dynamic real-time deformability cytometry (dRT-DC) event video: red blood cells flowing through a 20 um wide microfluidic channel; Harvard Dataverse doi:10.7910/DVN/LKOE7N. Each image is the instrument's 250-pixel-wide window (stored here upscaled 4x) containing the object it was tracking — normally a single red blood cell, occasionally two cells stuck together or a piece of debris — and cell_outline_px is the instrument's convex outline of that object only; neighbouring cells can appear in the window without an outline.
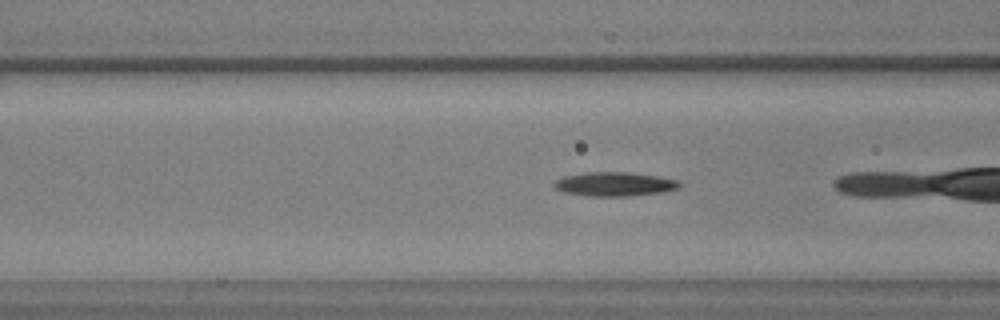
{"species": "common noctule bat (a hibernating species)", "species_latin": "Nyctalus noctula", "temperature_condition": "warm", "stored_images_in_passage": 24, "camera_frame_rate_fps": 3000, "um_per_image_px": 0.085, "animal": {"sex": "male", "body_mass_g": 17.9, "forearm_length_mm": 54.2}, "frame": {"image": 1, "passage_image": 4, "time_ms": 1.0, "image_size_px": [1000, 320], "cell_outline_px": [[680, 184], [676, 188], [664, 192], [628, 196], [588, 196], [564, 192], [552, 188], [552, 184], [556, 180], [564, 176], [588, 172], [628, 172], [656, 176], [680, 180]], "centroid_in_image_um": [52.19, 15.65], "position_along_channel_um": 114.4, "area_um2": 17.57}}
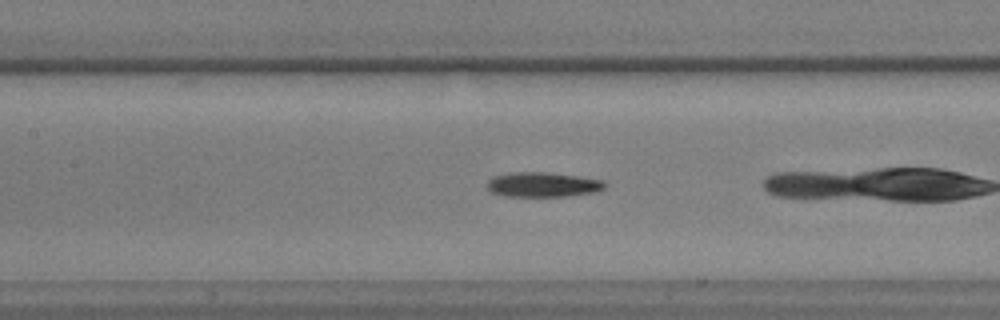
{"frame": {"image": 2, "passage_image": 8, "time_ms": 2.333, "image_size_px": [1000, 320], "cell_outline_px": [[608, 184], [604, 188], [592, 192], [564, 196], [504, 196], [492, 192], [488, 188], [488, 180], [492, 176], [516, 172], [548, 172], [604, 180]], "centroid_in_image_um": [46.13, 15.68], "position_along_channel_um": 161.3, "area_um2": 16.82}}
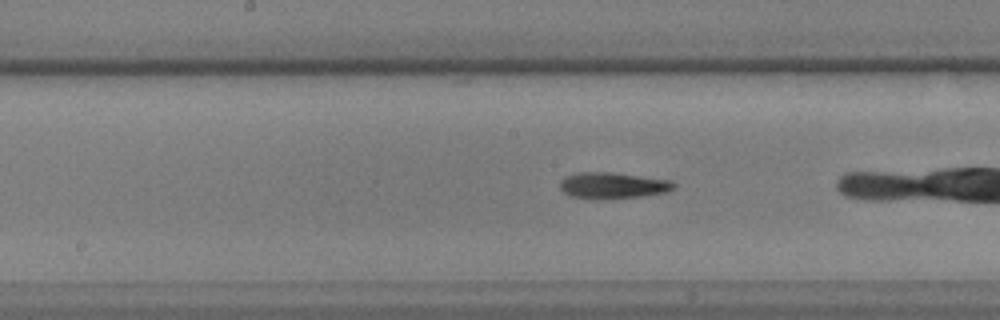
{"frame": {"image": 3, "passage_image": 11, "time_ms": 3.333, "image_size_px": [1000, 320], "cell_outline_px": [[676, 184], [672, 188], [664, 192], [644, 196], [600, 200], [596, 200], [568, 196], [560, 188], [560, 180], [564, 176], [580, 172], [608, 172], [672, 180]], "centroid_in_image_um": [52.02, 15.78], "position_along_channel_um": 196.2, "area_um2": 17.57}}